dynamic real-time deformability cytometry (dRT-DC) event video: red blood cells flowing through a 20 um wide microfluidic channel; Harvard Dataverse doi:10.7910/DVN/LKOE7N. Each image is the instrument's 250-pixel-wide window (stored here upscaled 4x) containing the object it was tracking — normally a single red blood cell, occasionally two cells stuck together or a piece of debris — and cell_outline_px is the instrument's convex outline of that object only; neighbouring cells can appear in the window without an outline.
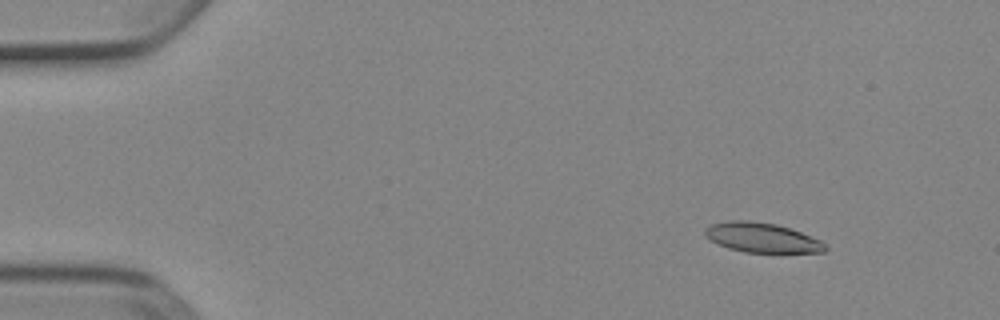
{"species": "Egyptian fruit bat (a non-hibernating species)", "species_latin": "Rousettus aegyptiacus", "temperature_condition": "cold", "stored_images_in_passage": 53, "camera_frame_rate_fps": 3000, "um_per_image_px": 0.085, "animal": {"sex": "female"}, "frame": {"image": 1, "passage_image": 7, "time_ms": 2.0, "image_size_px": [1000, 320], "cell_outline_px": [[828, 248], [824, 252], [744, 252], [728, 248], [704, 236], [704, 228], [712, 224], [728, 220], [748, 220], [776, 224], [800, 232], [820, 240]], "centroid_in_image_um": [64.73, 20.19], "position_along_channel_um": 20.3, "area_um2": 20.58}}
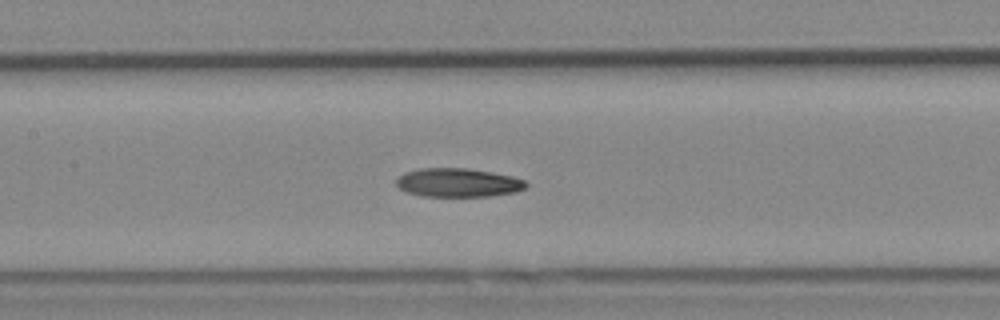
{"frame": {"image": 2, "passage_image": 26, "time_ms": 8.333, "image_size_px": [1000, 320], "cell_outline_px": [[528, 184], [524, 188], [516, 192], [492, 196], [424, 196], [408, 192], [400, 188], [396, 184], [396, 180], [404, 172], [420, 168], [468, 168], [492, 172], [512, 176], [524, 180]], "centroid_in_image_um": [38.95, 15.52], "position_along_channel_um": 168.5, "area_um2": 21.68}}
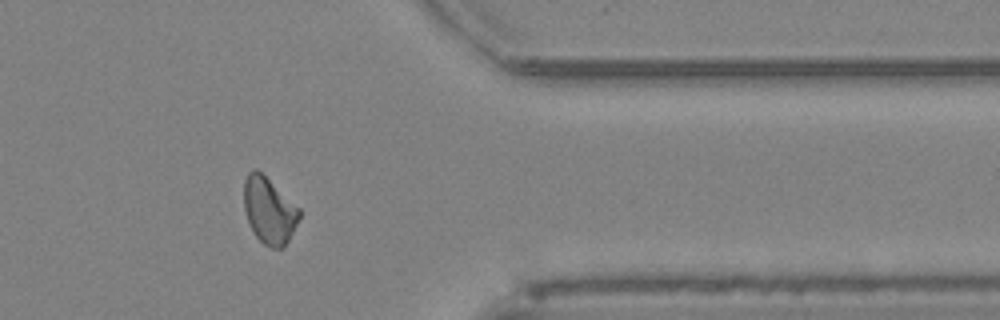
{"frame": {"image": 3, "passage_image": 44, "time_ms": 14.333, "image_size_px": [1000, 320], "cell_outline_px": [[300, 216], [284, 248], [272, 248], [264, 244], [256, 236], [248, 220], [244, 208], [244, 180], [248, 172], [252, 168], [256, 168], [300, 208]], "centroid_in_image_um": [22.87, 17.87], "position_along_channel_um": 388.5, "area_um2": 21.15}}